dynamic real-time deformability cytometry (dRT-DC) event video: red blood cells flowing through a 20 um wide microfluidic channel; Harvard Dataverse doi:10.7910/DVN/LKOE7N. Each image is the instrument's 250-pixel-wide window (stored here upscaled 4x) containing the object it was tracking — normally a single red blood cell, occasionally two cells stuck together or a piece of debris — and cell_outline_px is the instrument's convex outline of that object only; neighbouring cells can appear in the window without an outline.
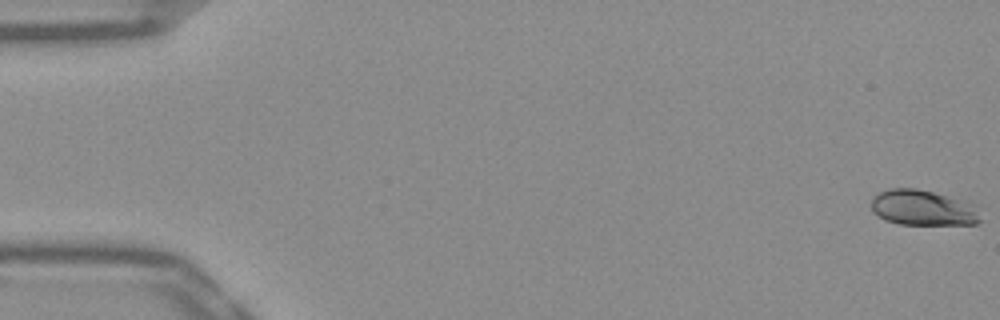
{"species": "Egyptian fruit bat (a non-hibernating species)", "species_latin": "Rousettus aegyptiacus", "temperature_condition": "warm", "stored_images_in_passage": 53, "camera_frame_rate_fps": 3000, "um_per_image_px": 0.085, "frame": {"image": 1, "passage_image": 1, "time_ms": 0.0, "image_size_px": [1000, 320], "cell_outline_px": [[980, 220], [976, 224], [900, 224], [884, 220], [872, 212], [872, 200], [880, 192], [892, 188], [916, 188], [968, 200]], "centroid_in_image_um": [78.41, 17.66], "position_along_channel_um": 6.6, "area_um2": 22.31}}
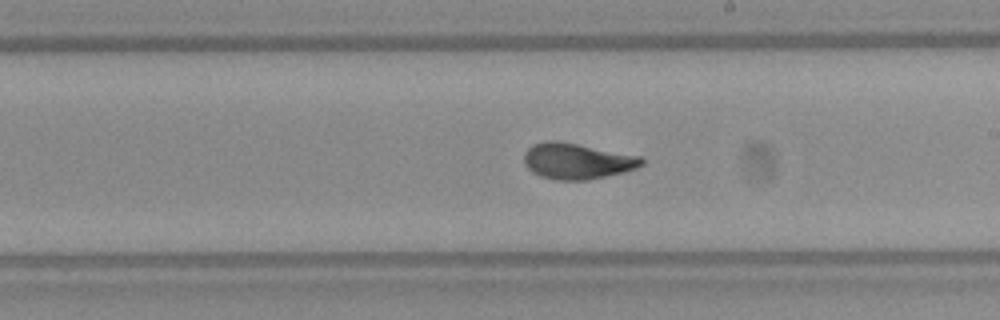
{"frame": {"image": 2, "passage_image": 31, "time_ms": 10.0, "image_size_px": [1000, 320], "cell_outline_px": [[644, 164], [636, 168], [624, 172], [588, 180], [556, 180], [540, 176], [532, 172], [524, 164], [524, 152], [532, 144], [548, 140], [556, 140], [640, 156], [644, 160]], "centroid_in_image_um": [49.02, 13.69], "position_along_channel_um": 240.0, "area_um2": 24.62}}
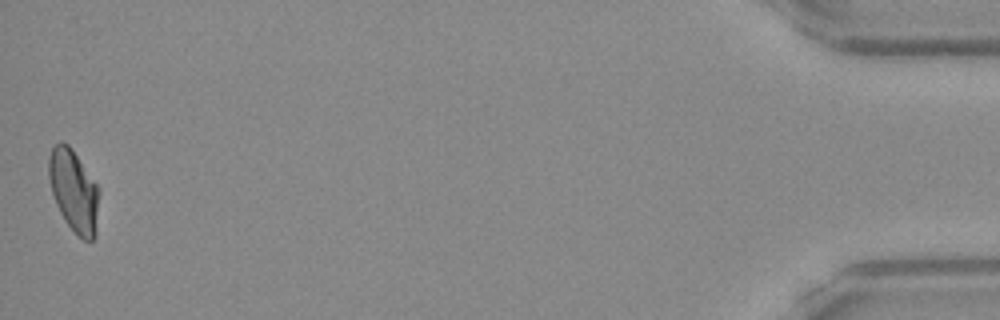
{"frame": {"image": 3, "passage_image": 53, "time_ms": 17.333, "image_size_px": [1000, 320], "cell_outline_px": [[100, 192], [96, 236], [92, 240], [84, 240], [64, 220], [56, 204], [52, 192], [48, 176], [48, 156], [52, 148], [60, 140], [68, 144], [100, 188]], "centroid_in_image_um": [6.28, 16.21], "position_along_channel_um": 428.9, "area_um2": 24.16}, "authors_computed_cell_mechanics": {"area_um2": 23.698, "velocity_mm_per_s": 3.8551, "shape_relaxation_time_tau1_ms": 4.3501, "shape_relaxation_time_tau2_ms": null, "deformation_change_tau1": 0.1706, "deformation_change_tau2": null}}